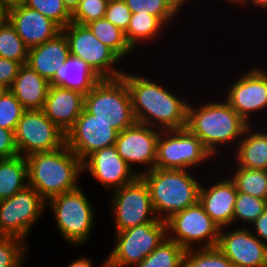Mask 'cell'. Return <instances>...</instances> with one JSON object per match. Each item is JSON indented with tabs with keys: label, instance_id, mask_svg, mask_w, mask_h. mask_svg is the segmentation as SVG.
<instances>
[{
	"label": "cell",
	"instance_id": "3957f363",
	"mask_svg": "<svg viewBox=\"0 0 267 267\" xmlns=\"http://www.w3.org/2000/svg\"><path fill=\"white\" fill-rule=\"evenodd\" d=\"M248 125L226 100L209 102L198 108L191 103L188 105L186 127L201 140L212 156L219 152L217 148L221 145L233 144L234 141L239 143L237 139L242 138Z\"/></svg>",
	"mask_w": 267,
	"mask_h": 267
},
{
	"label": "cell",
	"instance_id": "ba28073f",
	"mask_svg": "<svg viewBox=\"0 0 267 267\" xmlns=\"http://www.w3.org/2000/svg\"><path fill=\"white\" fill-rule=\"evenodd\" d=\"M209 158L212 154L187 127L160 131L154 168L189 170Z\"/></svg>",
	"mask_w": 267,
	"mask_h": 267
},
{
	"label": "cell",
	"instance_id": "7a4b0ae2",
	"mask_svg": "<svg viewBox=\"0 0 267 267\" xmlns=\"http://www.w3.org/2000/svg\"><path fill=\"white\" fill-rule=\"evenodd\" d=\"M26 162L28 185L46 202L79 187L82 161L66 144L54 151L28 155Z\"/></svg>",
	"mask_w": 267,
	"mask_h": 267
},
{
	"label": "cell",
	"instance_id": "f1b7e54d",
	"mask_svg": "<svg viewBox=\"0 0 267 267\" xmlns=\"http://www.w3.org/2000/svg\"><path fill=\"white\" fill-rule=\"evenodd\" d=\"M230 178L237 192L267 200V170L249 169L237 166Z\"/></svg>",
	"mask_w": 267,
	"mask_h": 267
},
{
	"label": "cell",
	"instance_id": "1f68e13d",
	"mask_svg": "<svg viewBox=\"0 0 267 267\" xmlns=\"http://www.w3.org/2000/svg\"><path fill=\"white\" fill-rule=\"evenodd\" d=\"M28 50L15 27L6 19L0 25V57L23 65L27 63Z\"/></svg>",
	"mask_w": 267,
	"mask_h": 267
},
{
	"label": "cell",
	"instance_id": "74e56055",
	"mask_svg": "<svg viewBox=\"0 0 267 267\" xmlns=\"http://www.w3.org/2000/svg\"><path fill=\"white\" fill-rule=\"evenodd\" d=\"M109 0H80L78 7L71 14V22L86 25L105 16Z\"/></svg>",
	"mask_w": 267,
	"mask_h": 267
},
{
	"label": "cell",
	"instance_id": "ac0fdd59",
	"mask_svg": "<svg viewBox=\"0 0 267 267\" xmlns=\"http://www.w3.org/2000/svg\"><path fill=\"white\" fill-rule=\"evenodd\" d=\"M82 170L90 172L96 181L107 189L111 188V191L132 183L139 176L120 157L115 145L90 154L82 162Z\"/></svg>",
	"mask_w": 267,
	"mask_h": 267
},
{
	"label": "cell",
	"instance_id": "83f0119b",
	"mask_svg": "<svg viewBox=\"0 0 267 267\" xmlns=\"http://www.w3.org/2000/svg\"><path fill=\"white\" fill-rule=\"evenodd\" d=\"M86 26L99 41L112 49L121 59L133 52L134 49L128 43L125 32L105 17L91 21Z\"/></svg>",
	"mask_w": 267,
	"mask_h": 267
},
{
	"label": "cell",
	"instance_id": "4dcf8cb0",
	"mask_svg": "<svg viewBox=\"0 0 267 267\" xmlns=\"http://www.w3.org/2000/svg\"><path fill=\"white\" fill-rule=\"evenodd\" d=\"M131 13L149 14L158 17L165 25L178 16L183 7L179 0H124Z\"/></svg>",
	"mask_w": 267,
	"mask_h": 267
},
{
	"label": "cell",
	"instance_id": "d590c367",
	"mask_svg": "<svg viewBox=\"0 0 267 267\" xmlns=\"http://www.w3.org/2000/svg\"><path fill=\"white\" fill-rule=\"evenodd\" d=\"M24 5L50 18L61 28L71 23V13L65 7L63 0H25Z\"/></svg>",
	"mask_w": 267,
	"mask_h": 267
},
{
	"label": "cell",
	"instance_id": "52a82bcc",
	"mask_svg": "<svg viewBox=\"0 0 267 267\" xmlns=\"http://www.w3.org/2000/svg\"><path fill=\"white\" fill-rule=\"evenodd\" d=\"M80 188L52 197L46 202L56 219L57 229L66 242L83 245L93 227V205Z\"/></svg>",
	"mask_w": 267,
	"mask_h": 267
},
{
	"label": "cell",
	"instance_id": "bcb514c9",
	"mask_svg": "<svg viewBox=\"0 0 267 267\" xmlns=\"http://www.w3.org/2000/svg\"><path fill=\"white\" fill-rule=\"evenodd\" d=\"M80 0H63V3L67 10L72 14L78 7Z\"/></svg>",
	"mask_w": 267,
	"mask_h": 267
},
{
	"label": "cell",
	"instance_id": "e575fe53",
	"mask_svg": "<svg viewBox=\"0 0 267 267\" xmlns=\"http://www.w3.org/2000/svg\"><path fill=\"white\" fill-rule=\"evenodd\" d=\"M27 247L20 238L0 235V267H22Z\"/></svg>",
	"mask_w": 267,
	"mask_h": 267
},
{
	"label": "cell",
	"instance_id": "d6a6232c",
	"mask_svg": "<svg viewBox=\"0 0 267 267\" xmlns=\"http://www.w3.org/2000/svg\"><path fill=\"white\" fill-rule=\"evenodd\" d=\"M183 267H234V265L218 247H214L186 249Z\"/></svg>",
	"mask_w": 267,
	"mask_h": 267
},
{
	"label": "cell",
	"instance_id": "ab89813d",
	"mask_svg": "<svg viewBox=\"0 0 267 267\" xmlns=\"http://www.w3.org/2000/svg\"><path fill=\"white\" fill-rule=\"evenodd\" d=\"M21 64L0 57V84L9 89L15 80Z\"/></svg>",
	"mask_w": 267,
	"mask_h": 267
},
{
	"label": "cell",
	"instance_id": "681fc988",
	"mask_svg": "<svg viewBox=\"0 0 267 267\" xmlns=\"http://www.w3.org/2000/svg\"><path fill=\"white\" fill-rule=\"evenodd\" d=\"M7 90V88H5L3 85L0 84V97L2 96V94Z\"/></svg>",
	"mask_w": 267,
	"mask_h": 267
},
{
	"label": "cell",
	"instance_id": "484cf974",
	"mask_svg": "<svg viewBox=\"0 0 267 267\" xmlns=\"http://www.w3.org/2000/svg\"><path fill=\"white\" fill-rule=\"evenodd\" d=\"M28 186L26 157L0 159V201Z\"/></svg>",
	"mask_w": 267,
	"mask_h": 267
},
{
	"label": "cell",
	"instance_id": "8d00e7d4",
	"mask_svg": "<svg viewBox=\"0 0 267 267\" xmlns=\"http://www.w3.org/2000/svg\"><path fill=\"white\" fill-rule=\"evenodd\" d=\"M25 111L15 95L7 89L0 97V127L14 132Z\"/></svg>",
	"mask_w": 267,
	"mask_h": 267
},
{
	"label": "cell",
	"instance_id": "4fadbf2b",
	"mask_svg": "<svg viewBox=\"0 0 267 267\" xmlns=\"http://www.w3.org/2000/svg\"><path fill=\"white\" fill-rule=\"evenodd\" d=\"M46 201L36 189L26 186L10 198L0 201V235L26 240L32 226L41 217Z\"/></svg>",
	"mask_w": 267,
	"mask_h": 267
},
{
	"label": "cell",
	"instance_id": "5bb4252c",
	"mask_svg": "<svg viewBox=\"0 0 267 267\" xmlns=\"http://www.w3.org/2000/svg\"><path fill=\"white\" fill-rule=\"evenodd\" d=\"M118 132L85 110L66 133V146L83 162L90 154L114 146Z\"/></svg>",
	"mask_w": 267,
	"mask_h": 267
},
{
	"label": "cell",
	"instance_id": "d6986e66",
	"mask_svg": "<svg viewBox=\"0 0 267 267\" xmlns=\"http://www.w3.org/2000/svg\"><path fill=\"white\" fill-rule=\"evenodd\" d=\"M7 19L28 49L55 38L62 30L53 20L24 4L9 8Z\"/></svg>",
	"mask_w": 267,
	"mask_h": 267
},
{
	"label": "cell",
	"instance_id": "6da1fadb",
	"mask_svg": "<svg viewBox=\"0 0 267 267\" xmlns=\"http://www.w3.org/2000/svg\"><path fill=\"white\" fill-rule=\"evenodd\" d=\"M121 77L129 90L136 122L160 130H176L187 126L189 101L185 98L177 97L164 85L147 76L124 72Z\"/></svg>",
	"mask_w": 267,
	"mask_h": 267
},
{
	"label": "cell",
	"instance_id": "ee69618b",
	"mask_svg": "<svg viewBox=\"0 0 267 267\" xmlns=\"http://www.w3.org/2000/svg\"><path fill=\"white\" fill-rule=\"evenodd\" d=\"M249 3H251L253 5V7H257V8H266L267 10V0H243V2L241 3V6H245L248 5ZM245 4V5H244Z\"/></svg>",
	"mask_w": 267,
	"mask_h": 267
},
{
	"label": "cell",
	"instance_id": "8992f818",
	"mask_svg": "<svg viewBox=\"0 0 267 267\" xmlns=\"http://www.w3.org/2000/svg\"><path fill=\"white\" fill-rule=\"evenodd\" d=\"M115 234L114 249L99 267H134L167 237V225L159 219Z\"/></svg>",
	"mask_w": 267,
	"mask_h": 267
},
{
	"label": "cell",
	"instance_id": "603a6c76",
	"mask_svg": "<svg viewBox=\"0 0 267 267\" xmlns=\"http://www.w3.org/2000/svg\"><path fill=\"white\" fill-rule=\"evenodd\" d=\"M50 86L49 81L23 64L9 90L26 110H42Z\"/></svg>",
	"mask_w": 267,
	"mask_h": 267
},
{
	"label": "cell",
	"instance_id": "60d3db41",
	"mask_svg": "<svg viewBox=\"0 0 267 267\" xmlns=\"http://www.w3.org/2000/svg\"><path fill=\"white\" fill-rule=\"evenodd\" d=\"M17 155L19 153L15 145L14 132L0 127V159L12 158Z\"/></svg>",
	"mask_w": 267,
	"mask_h": 267
},
{
	"label": "cell",
	"instance_id": "e0dca14e",
	"mask_svg": "<svg viewBox=\"0 0 267 267\" xmlns=\"http://www.w3.org/2000/svg\"><path fill=\"white\" fill-rule=\"evenodd\" d=\"M220 229L217 247L231 261L234 267L267 266V245L247 227L234 231Z\"/></svg>",
	"mask_w": 267,
	"mask_h": 267
},
{
	"label": "cell",
	"instance_id": "f546056e",
	"mask_svg": "<svg viewBox=\"0 0 267 267\" xmlns=\"http://www.w3.org/2000/svg\"><path fill=\"white\" fill-rule=\"evenodd\" d=\"M185 249L166 237L147 257L134 267H183Z\"/></svg>",
	"mask_w": 267,
	"mask_h": 267
},
{
	"label": "cell",
	"instance_id": "f6af8a7d",
	"mask_svg": "<svg viewBox=\"0 0 267 267\" xmlns=\"http://www.w3.org/2000/svg\"><path fill=\"white\" fill-rule=\"evenodd\" d=\"M0 3L8 10L11 7L24 4L25 0H0Z\"/></svg>",
	"mask_w": 267,
	"mask_h": 267
},
{
	"label": "cell",
	"instance_id": "9c48e42d",
	"mask_svg": "<svg viewBox=\"0 0 267 267\" xmlns=\"http://www.w3.org/2000/svg\"><path fill=\"white\" fill-rule=\"evenodd\" d=\"M165 221L167 237L185 250L193 248L194 244L200 245L199 248H214L218 245L221 228L205 212L199 201L172 214Z\"/></svg>",
	"mask_w": 267,
	"mask_h": 267
},
{
	"label": "cell",
	"instance_id": "f35d334b",
	"mask_svg": "<svg viewBox=\"0 0 267 267\" xmlns=\"http://www.w3.org/2000/svg\"><path fill=\"white\" fill-rule=\"evenodd\" d=\"M132 13L124 0H109L105 18L124 32L127 30Z\"/></svg>",
	"mask_w": 267,
	"mask_h": 267
},
{
	"label": "cell",
	"instance_id": "5b68a950",
	"mask_svg": "<svg viewBox=\"0 0 267 267\" xmlns=\"http://www.w3.org/2000/svg\"><path fill=\"white\" fill-rule=\"evenodd\" d=\"M84 110L109 124L118 133L136 122L129 90L122 77L101 79L85 95Z\"/></svg>",
	"mask_w": 267,
	"mask_h": 267
},
{
	"label": "cell",
	"instance_id": "7dc6e473",
	"mask_svg": "<svg viewBox=\"0 0 267 267\" xmlns=\"http://www.w3.org/2000/svg\"><path fill=\"white\" fill-rule=\"evenodd\" d=\"M7 19V9L0 3V25Z\"/></svg>",
	"mask_w": 267,
	"mask_h": 267
},
{
	"label": "cell",
	"instance_id": "d4e9b609",
	"mask_svg": "<svg viewBox=\"0 0 267 267\" xmlns=\"http://www.w3.org/2000/svg\"><path fill=\"white\" fill-rule=\"evenodd\" d=\"M248 125L235 150L238 166L267 170V132L254 130Z\"/></svg>",
	"mask_w": 267,
	"mask_h": 267
},
{
	"label": "cell",
	"instance_id": "b9f144b4",
	"mask_svg": "<svg viewBox=\"0 0 267 267\" xmlns=\"http://www.w3.org/2000/svg\"><path fill=\"white\" fill-rule=\"evenodd\" d=\"M251 225L255 228L254 235L267 245V208Z\"/></svg>",
	"mask_w": 267,
	"mask_h": 267
},
{
	"label": "cell",
	"instance_id": "8fae6325",
	"mask_svg": "<svg viewBox=\"0 0 267 267\" xmlns=\"http://www.w3.org/2000/svg\"><path fill=\"white\" fill-rule=\"evenodd\" d=\"M19 155L50 152L66 144V133L54 124L42 110H26L14 131Z\"/></svg>",
	"mask_w": 267,
	"mask_h": 267
},
{
	"label": "cell",
	"instance_id": "836d02e7",
	"mask_svg": "<svg viewBox=\"0 0 267 267\" xmlns=\"http://www.w3.org/2000/svg\"><path fill=\"white\" fill-rule=\"evenodd\" d=\"M267 208V200L245 193H237L233 223L243 221L252 224Z\"/></svg>",
	"mask_w": 267,
	"mask_h": 267
},
{
	"label": "cell",
	"instance_id": "c3c4849f",
	"mask_svg": "<svg viewBox=\"0 0 267 267\" xmlns=\"http://www.w3.org/2000/svg\"><path fill=\"white\" fill-rule=\"evenodd\" d=\"M228 2H230L231 4H241L243 2V0H227Z\"/></svg>",
	"mask_w": 267,
	"mask_h": 267
},
{
	"label": "cell",
	"instance_id": "7402d4cb",
	"mask_svg": "<svg viewBox=\"0 0 267 267\" xmlns=\"http://www.w3.org/2000/svg\"><path fill=\"white\" fill-rule=\"evenodd\" d=\"M70 55L67 39L61 32L55 38L28 50L27 65L51 82Z\"/></svg>",
	"mask_w": 267,
	"mask_h": 267
},
{
	"label": "cell",
	"instance_id": "2e32d148",
	"mask_svg": "<svg viewBox=\"0 0 267 267\" xmlns=\"http://www.w3.org/2000/svg\"><path fill=\"white\" fill-rule=\"evenodd\" d=\"M160 131L149 125L135 122L118 133L115 146L120 157L132 168V164L146 165V169L138 171V175L154 169Z\"/></svg>",
	"mask_w": 267,
	"mask_h": 267
},
{
	"label": "cell",
	"instance_id": "44dd1931",
	"mask_svg": "<svg viewBox=\"0 0 267 267\" xmlns=\"http://www.w3.org/2000/svg\"><path fill=\"white\" fill-rule=\"evenodd\" d=\"M216 184L199 189V203L205 212L220 227L225 228L233 224V213L237 198L235 183L230 179L218 180Z\"/></svg>",
	"mask_w": 267,
	"mask_h": 267
},
{
	"label": "cell",
	"instance_id": "cb8c5ba5",
	"mask_svg": "<svg viewBox=\"0 0 267 267\" xmlns=\"http://www.w3.org/2000/svg\"><path fill=\"white\" fill-rule=\"evenodd\" d=\"M101 78L83 60L69 55L64 65L61 66L50 85L79 91L86 95Z\"/></svg>",
	"mask_w": 267,
	"mask_h": 267
},
{
	"label": "cell",
	"instance_id": "7bdbcfd3",
	"mask_svg": "<svg viewBox=\"0 0 267 267\" xmlns=\"http://www.w3.org/2000/svg\"><path fill=\"white\" fill-rule=\"evenodd\" d=\"M67 267H94L91 260L86 257H80L69 263Z\"/></svg>",
	"mask_w": 267,
	"mask_h": 267
},
{
	"label": "cell",
	"instance_id": "4316f807",
	"mask_svg": "<svg viewBox=\"0 0 267 267\" xmlns=\"http://www.w3.org/2000/svg\"><path fill=\"white\" fill-rule=\"evenodd\" d=\"M165 24L156 16L142 13H132L125 36L130 46L135 50L141 42H146L162 34Z\"/></svg>",
	"mask_w": 267,
	"mask_h": 267
},
{
	"label": "cell",
	"instance_id": "30bf717a",
	"mask_svg": "<svg viewBox=\"0 0 267 267\" xmlns=\"http://www.w3.org/2000/svg\"><path fill=\"white\" fill-rule=\"evenodd\" d=\"M61 32L67 39L70 55L87 63L101 79L122 76L124 71L113 67L122 59L99 41L86 25L71 22Z\"/></svg>",
	"mask_w": 267,
	"mask_h": 267
},
{
	"label": "cell",
	"instance_id": "277c9868",
	"mask_svg": "<svg viewBox=\"0 0 267 267\" xmlns=\"http://www.w3.org/2000/svg\"><path fill=\"white\" fill-rule=\"evenodd\" d=\"M190 172L154 168L139 175L149 188L158 219L167 220L172 214L198 202L201 184Z\"/></svg>",
	"mask_w": 267,
	"mask_h": 267
},
{
	"label": "cell",
	"instance_id": "7c38bea8",
	"mask_svg": "<svg viewBox=\"0 0 267 267\" xmlns=\"http://www.w3.org/2000/svg\"><path fill=\"white\" fill-rule=\"evenodd\" d=\"M112 193L111 215L116 231L159 220L152 205L149 188L140 176Z\"/></svg>",
	"mask_w": 267,
	"mask_h": 267
},
{
	"label": "cell",
	"instance_id": "ffe728a7",
	"mask_svg": "<svg viewBox=\"0 0 267 267\" xmlns=\"http://www.w3.org/2000/svg\"><path fill=\"white\" fill-rule=\"evenodd\" d=\"M84 99L85 95L79 91L51 85L42 111L67 133L83 112Z\"/></svg>",
	"mask_w": 267,
	"mask_h": 267
},
{
	"label": "cell",
	"instance_id": "9a60e30c",
	"mask_svg": "<svg viewBox=\"0 0 267 267\" xmlns=\"http://www.w3.org/2000/svg\"><path fill=\"white\" fill-rule=\"evenodd\" d=\"M225 100L250 125L249 117L267 107V73L250 69L231 84Z\"/></svg>",
	"mask_w": 267,
	"mask_h": 267
},
{
	"label": "cell",
	"instance_id": "f907efd6",
	"mask_svg": "<svg viewBox=\"0 0 267 267\" xmlns=\"http://www.w3.org/2000/svg\"><path fill=\"white\" fill-rule=\"evenodd\" d=\"M188 0H179V2L184 6V3L186 4Z\"/></svg>",
	"mask_w": 267,
	"mask_h": 267
}]
</instances>
